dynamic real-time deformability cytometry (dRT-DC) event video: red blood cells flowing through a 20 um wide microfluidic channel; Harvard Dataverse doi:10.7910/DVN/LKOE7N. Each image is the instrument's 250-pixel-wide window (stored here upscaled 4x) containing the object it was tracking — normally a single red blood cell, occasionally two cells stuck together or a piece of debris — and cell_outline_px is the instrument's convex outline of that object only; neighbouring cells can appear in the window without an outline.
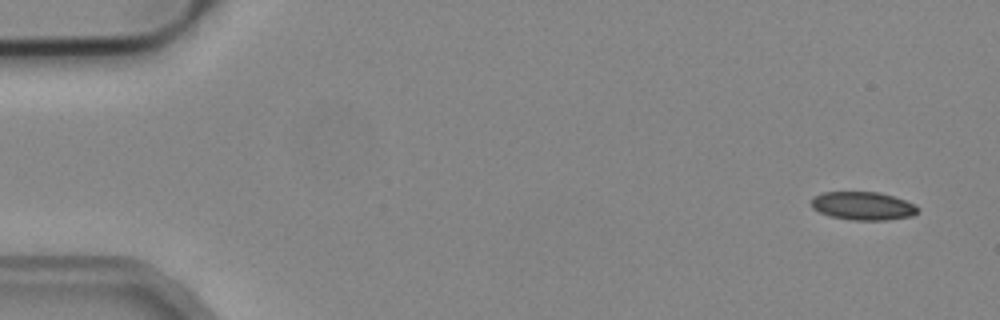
{"species": "common noctule bat (a hibernating species)", "species_latin": "Nyctalus noctula", "temperature_condition": "cold", "stored_images_in_passage": 5, "segment_of_instrument_passage": [1, 2], "camera_frame_rate_fps": 3000, "um_per_image_px": 0.085, "animal": {"sex": "male", "body_mass_g": 19.2, "forearm_length_mm": 51.8}, "frame": {"image": 1, "passage_image": 1, "time_ms": 0.0, "image_size_px": [1000, 320], "cell_outline_px": [[920, 208], [912, 216], [888, 220], [852, 220], [828, 216], [812, 208], [812, 200], [816, 196], [824, 192], [880, 192], [916, 204]], "centroid_in_image_um": [73.38, 17.51], "position_along_channel_um": 11.6, "area_um2": 17.51}}